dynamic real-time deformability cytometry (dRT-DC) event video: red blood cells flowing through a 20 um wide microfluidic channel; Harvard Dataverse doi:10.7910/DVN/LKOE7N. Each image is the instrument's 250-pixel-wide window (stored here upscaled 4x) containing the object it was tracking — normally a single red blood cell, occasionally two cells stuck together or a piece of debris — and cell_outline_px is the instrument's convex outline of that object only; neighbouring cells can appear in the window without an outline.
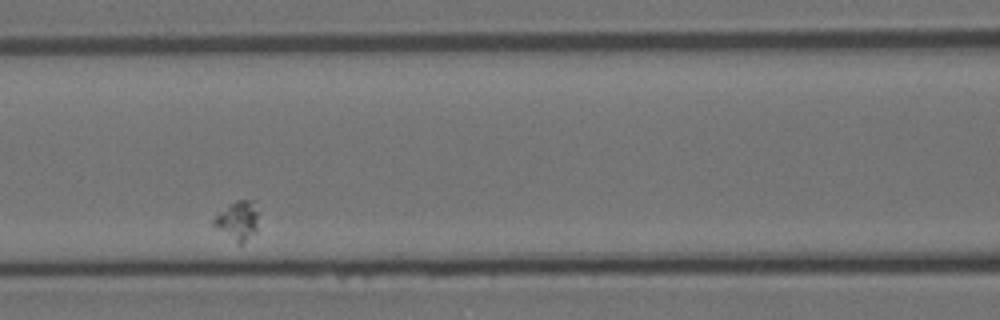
{"species": "Egyptian fruit bat (a non-hibernating species)", "species_latin": "Rousettus aegyptiacus", "temperature_condition": "room temperature", "stored_images_in_passage": 35, "camera_frame_rate_fps": 3000, "um_per_image_px": 0.085, "animal": {"sex": "female"}, "frame": {"image": 1, "passage_image": 12, "time_ms": 3.667, "image_size_px": [1000, 320], "cell_outline_px": [[260, 212], [256, 232], [240, 244], [216, 228], [212, 224], [212, 220], [228, 204], [236, 200], [256, 200]], "centroid_in_image_um": [20.27, 18.69], "position_along_channel_um": 146.3, "area_um2": 10.35}}
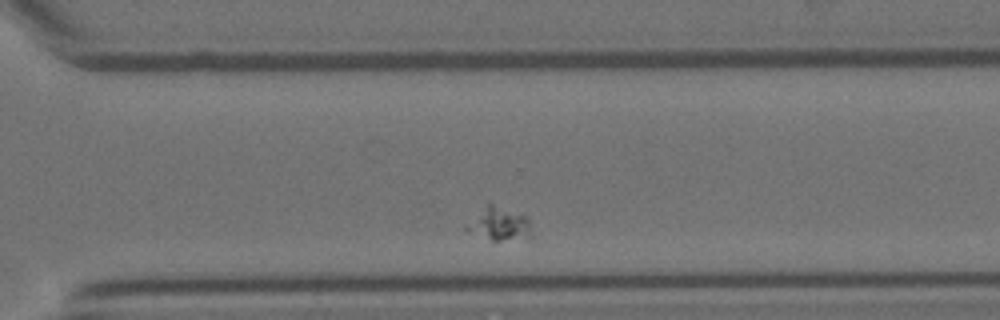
{"frame": {"image": 2, "passage_image": 30, "time_ms": 9.667, "image_size_px": [1000, 320], "cell_outline_px": [[532, 236], [528, 240], [492, 244], [468, 232], [464, 228], [488, 200], [524, 212], [528, 216]], "centroid_in_image_um": [42.49, 19.06], "position_along_channel_um": 328.1, "area_um2": 14.33}}
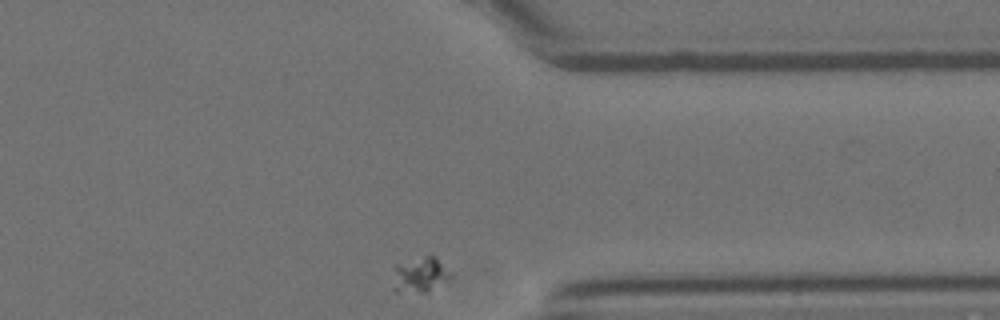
{"frame": {"image": 3, "passage_image": 35, "time_ms": 11.333, "image_size_px": [1000, 320], "cell_outline_px": [[452, 276], [448, 280], [428, 292], [396, 292], [392, 288], [396, 264], [424, 256], [436, 256]], "centroid_in_image_um": [35.69, 23.38], "position_along_channel_um": 375.7, "area_um2": 11.73}}